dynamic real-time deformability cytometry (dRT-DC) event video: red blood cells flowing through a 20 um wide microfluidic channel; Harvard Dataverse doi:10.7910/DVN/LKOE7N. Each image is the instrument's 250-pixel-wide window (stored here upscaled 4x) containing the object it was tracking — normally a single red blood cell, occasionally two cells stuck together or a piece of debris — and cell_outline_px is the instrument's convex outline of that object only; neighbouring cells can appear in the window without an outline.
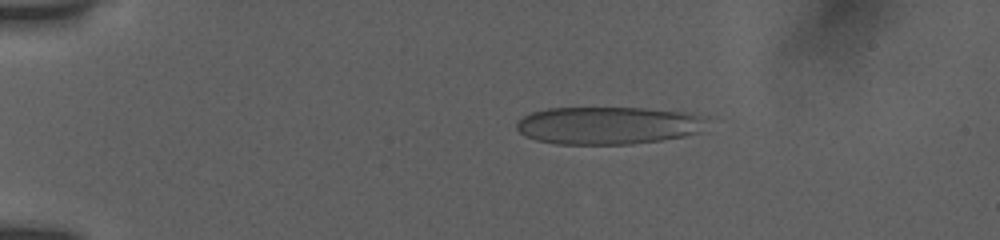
{"species": "human", "species_latin": "Homo sapiens", "temperature_condition": "room temperature", "stored_images_in_passage": 6, "camera_frame_rate_fps": 3000, "um_per_image_px": 0.085, "donor": {"sex": "female"}, "frame": {"image": 1, "passage_image": 4, "time_ms": 3.0, "image_size_px": [1000, 240], "cell_outline_px": [[700, 132], [684, 136], [660, 140], [632, 144], [556, 144], [536, 140], [524, 136], [516, 128], [516, 124], [524, 116], [532, 112], [548, 108], [644, 108], [684, 112], [700, 116]], "centroid_in_image_um": [51.57, 10.67], "position_along_channel_um": 33.4, "area_um2": 41.21}}